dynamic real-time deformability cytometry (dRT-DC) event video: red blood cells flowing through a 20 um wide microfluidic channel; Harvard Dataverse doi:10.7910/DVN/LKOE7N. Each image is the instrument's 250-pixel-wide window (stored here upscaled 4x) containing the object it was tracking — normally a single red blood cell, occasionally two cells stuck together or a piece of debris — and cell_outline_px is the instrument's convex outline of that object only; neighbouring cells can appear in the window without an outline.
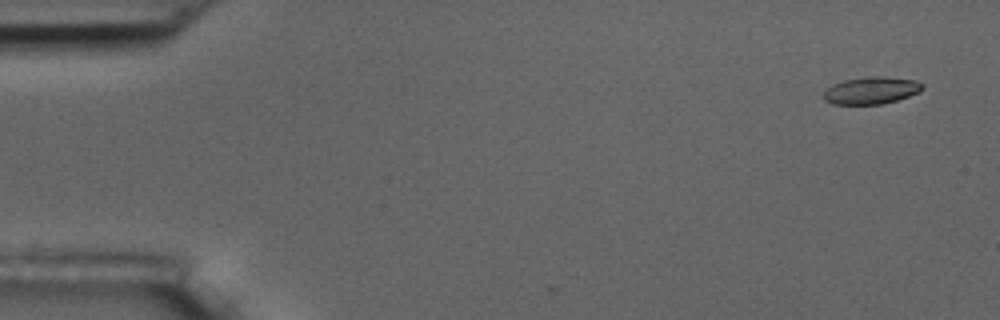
{"species": "common noctule bat (a hibernating species)", "species_latin": "Nyctalus noctula", "temperature_condition": "room temperature", "stored_images_in_passage": 4, "camera_frame_rate_fps": 3000, "um_per_image_px": 0.085, "animal": {"sex": "male", "body_mass_g": 17.5, "forearm_length_mm": 52.3}, "frame": {"image": 1, "passage_image": 1, "time_ms": 0.0, "image_size_px": [1000, 320], "cell_outline_px": [[924, 88], [920, 92], [896, 100], [880, 104], [832, 104], [824, 100], [824, 92], [832, 84], [844, 80], [864, 76], [884, 76], [916, 80], [924, 84]], "centroid_in_image_um": [74.07, 7.67], "position_along_channel_um": 10.9, "area_um2": 15.78}}